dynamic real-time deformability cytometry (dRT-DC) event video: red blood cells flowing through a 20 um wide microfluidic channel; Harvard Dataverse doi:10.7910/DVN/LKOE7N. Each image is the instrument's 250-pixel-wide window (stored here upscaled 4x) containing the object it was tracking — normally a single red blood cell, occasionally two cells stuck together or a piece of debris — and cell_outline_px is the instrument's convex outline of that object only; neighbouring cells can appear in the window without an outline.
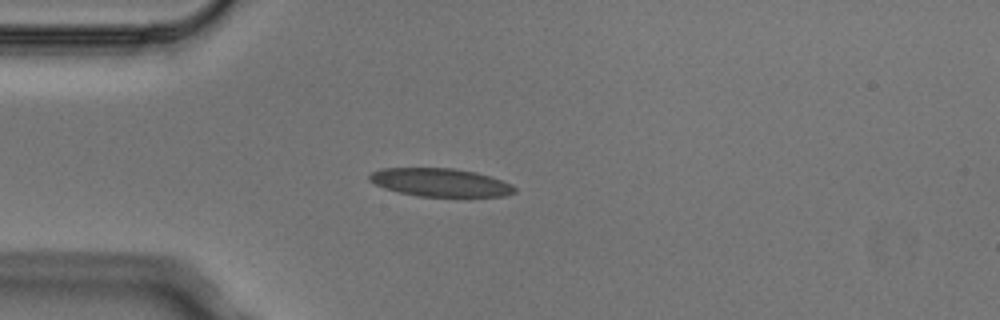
{"species": "Egyptian fruit bat (a non-hibernating species)", "species_latin": "Rousettus aegyptiacus", "temperature_condition": "cold", "stored_images_in_passage": 1, "camera_frame_rate_fps": 3000, "um_per_image_px": 0.085, "animal": {"sex": "male"}, "frame": {"image": 1, "passage_image": 1, "time_ms": 0.0, "image_size_px": [1000, 320], "cell_outline_px": [[516, 192], [504, 196], [416, 196], [384, 188], [368, 180], [368, 176], [372, 172], [380, 168], [452, 168], [476, 172], [512, 184], [516, 188]], "centroid_in_image_um": [37.4, 15.5], "position_along_channel_um": 47.6, "area_um2": 23.7}}